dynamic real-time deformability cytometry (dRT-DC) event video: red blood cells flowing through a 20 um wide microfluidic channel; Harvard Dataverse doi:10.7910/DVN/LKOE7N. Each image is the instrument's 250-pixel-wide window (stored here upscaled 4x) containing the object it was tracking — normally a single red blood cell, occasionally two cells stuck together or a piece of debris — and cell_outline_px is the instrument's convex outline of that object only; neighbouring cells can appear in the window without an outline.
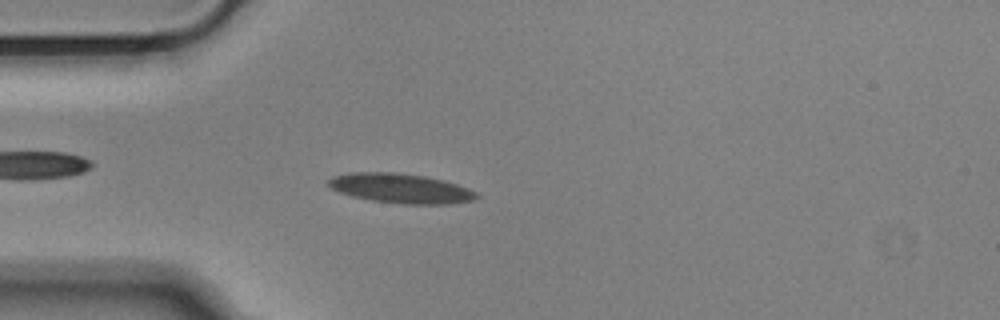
{"species": "Egyptian fruit bat (a non-hibernating species)", "species_latin": "Rousettus aegyptiacus", "temperature_condition": "cold", "stored_images_in_passage": 53, "camera_frame_rate_fps": 3000, "um_per_image_px": 0.085, "animal": {"sex": "male"}, "frame": {"image": 1, "passage_image": 13, "time_ms": 4.0, "image_size_px": [1000, 320], "cell_outline_px": [[480, 196], [472, 200], [448, 204], [404, 204], [372, 200], [352, 196], [340, 192], [332, 188], [328, 184], [328, 180], [332, 176], [352, 172], [396, 172], [424, 176], [444, 180], [468, 188], [476, 192]], "centroid_in_image_um": [34.06, 16.0], "position_along_channel_um": 50.9, "area_um2": 25.43}}
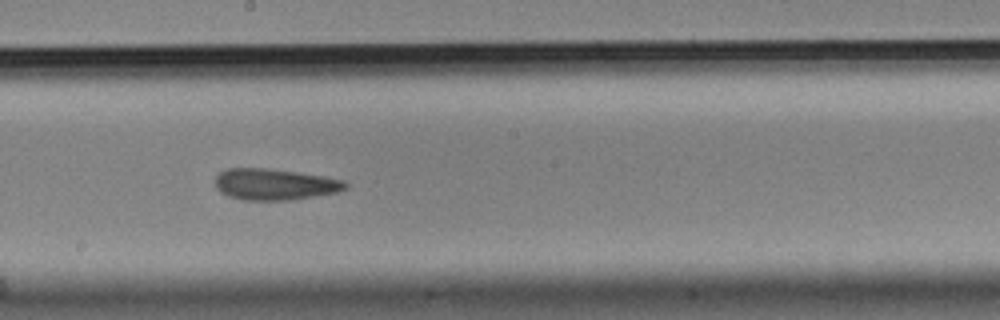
{"frame": {"image": 2, "passage_image": 28, "time_ms": 9.0, "image_size_px": [1000, 320], "cell_outline_px": [[348, 188], [336, 192], [288, 200], [244, 200], [228, 196], [220, 192], [216, 188], [216, 176], [220, 172], [228, 168], [264, 168], [296, 172], [324, 176], [344, 180], [348, 184]], "centroid_in_image_um": [23.33, 15.66], "position_along_channel_um": 224.9, "area_um2": 23.58}}
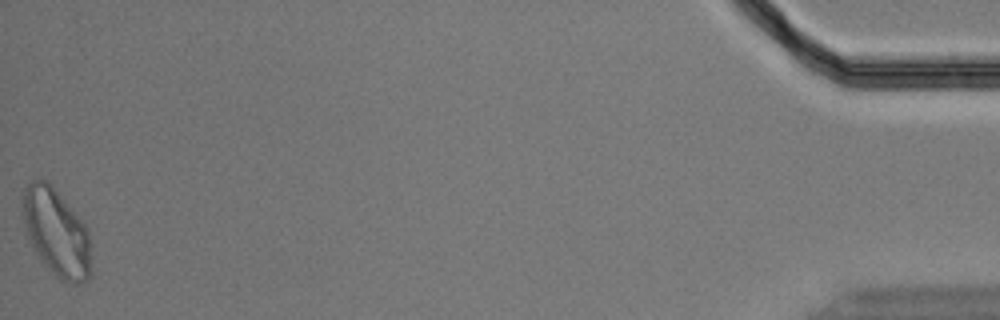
{"frame": {"image": 3, "passage_image": 53, "time_ms": 17.333, "image_size_px": [1000, 320], "cell_outline_px": [[92, 264], [88, 280], [80, 284], [76, 284], [60, 280], [40, 260], [32, 244], [24, 224], [20, 200], [24, 188], [28, 180], [44, 180], [52, 184], [84, 224], [88, 232]], "centroid_in_image_um": [4.78, 19.75], "position_along_channel_um": 430.4, "area_um2": 35.03}, "authors_computed_cell_mechanics": {"area_um2": 23.8714, "velocity_mm_per_s": 3.6438, "shape_relaxation_time_tau1_ms": null, "shape_relaxation_time_tau2_ms": 3.8559, "deformation_change_tau1": null, "deformation_change_tau2": 0.1203}}